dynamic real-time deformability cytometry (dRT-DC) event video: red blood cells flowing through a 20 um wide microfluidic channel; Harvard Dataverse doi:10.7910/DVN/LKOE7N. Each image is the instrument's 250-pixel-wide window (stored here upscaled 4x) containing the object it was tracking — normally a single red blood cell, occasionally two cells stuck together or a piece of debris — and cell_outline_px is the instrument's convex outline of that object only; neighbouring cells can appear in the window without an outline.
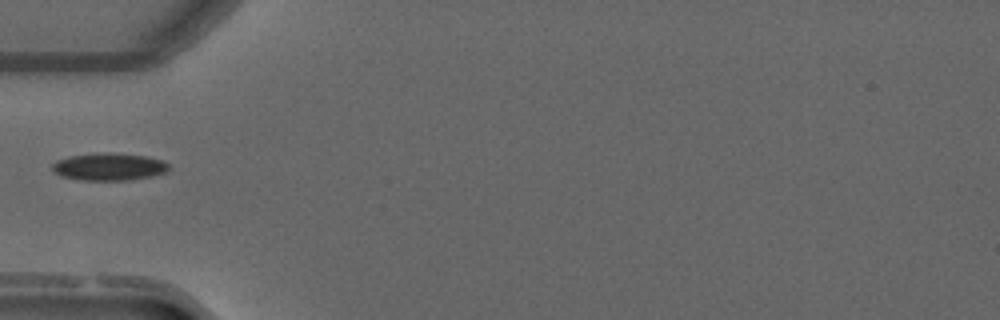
{"species": "common noctule bat (a hibernating species)", "species_latin": "Nyctalus noctula", "temperature_condition": "warm", "stored_images_in_passage": 34, "camera_frame_rate_fps": 3000, "um_per_image_px": 0.085, "animal": {"sex": "male", "forearm_length_mm": 52.5}, "frame": {"image": 1, "passage_image": 1, "time_ms": 0.0, "image_size_px": [1000, 320], "cell_outline_px": [[168, 168], [164, 172], [152, 176], [132, 180], [80, 180], [60, 176], [52, 172], [52, 164], [56, 160], [68, 156], [144, 156], [164, 160], [168, 164]], "centroid_in_image_um": [9.23, 14.24], "position_along_channel_um": 75.8, "area_um2": 17.57}}
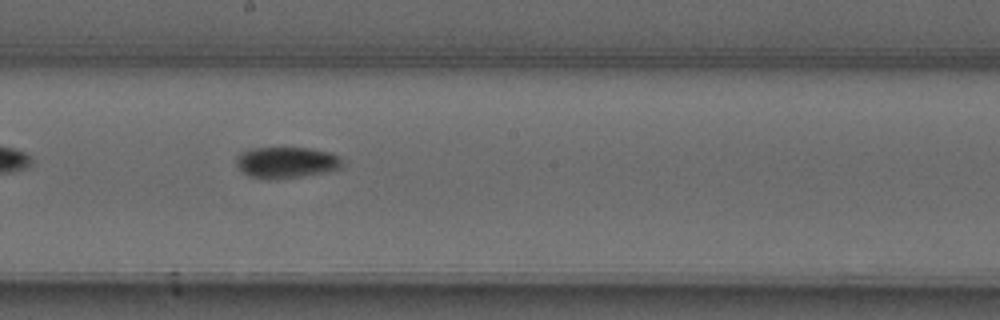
{"frame": {"image": 2, "passage_image": 12, "time_ms": 3.667, "image_size_px": [1000, 320], "cell_outline_px": [[344, 164], [340, 168], [324, 172], [300, 176], [272, 180], [252, 176], [244, 172], [236, 164], [236, 156], [240, 152], [252, 148], [308, 148], [332, 152]], "centroid_in_image_um": [24.32, 13.8], "position_along_channel_um": 223.9, "area_um2": 19.07}}
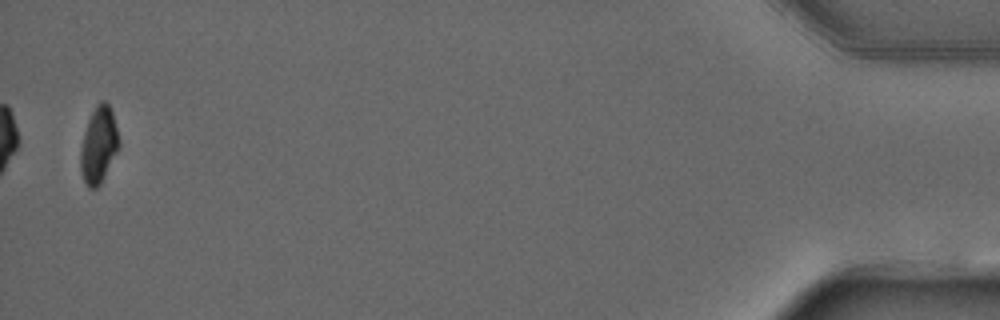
{"frame": {"image": 3, "passage_image": 34, "time_ms": 11.0, "image_size_px": [1000, 320], "cell_outline_px": [[120, 144], [100, 184], [96, 188], [88, 188], [84, 180], [80, 168], [80, 148], [84, 132], [88, 120], [96, 104], [100, 100], [104, 100], [108, 104], [112, 112], [120, 140]], "centroid_in_image_um": [8.37, 12.3], "position_along_channel_um": 426.8, "area_um2": 16.94}}